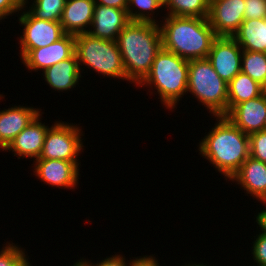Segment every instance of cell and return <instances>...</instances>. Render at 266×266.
<instances>
[{"mask_svg":"<svg viewBox=\"0 0 266 266\" xmlns=\"http://www.w3.org/2000/svg\"><path fill=\"white\" fill-rule=\"evenodd\" d=\"M75 53V35L64 34L54 43L30 50L22 59L21 63L29 73L43 72L46 68L70 58Z\"/></svg>","mask_w":266,"mask_h":266,"instance_id":"11","label":"cell"},{"mask_svg":"<svg viewBox=\"0 0 266 266\" xmlns=\"http://www.w3.org/2000/svg\"><path fill=\"white\" fill-rule=\"evenodd\" d=\"M250 156L266 163V130L249 135Z\"/></svg>","mask_w":266,"mask_h":266,"instance_id":"27","label":"cell"},{"mask_svg":"<svg viewBox=\"0 0 266 266\" xmlns=\"http://www.w3.org/2000/svg\"><path fill=\"white\" fill-rule=\"evenodd\" d=\"M5 98V95H3V93L2 94H0V100H3ZM1 102V101H0Z\"/></svg>","mask_w":266,"mask_h":266,"instance_id":"38","label":"cell"},{"mask_svg":"<svg viewBox=\"0 0 266 266\" xmlns=\"http://www.w3.org/2000/svg\"><path fill=\"white\" fill-rule=\"evenodd\" d=\"M259 203L263 204L262 206H264L265 208L263 207L262 210L260 209V212L258 211L256 213V215L254 214V216L256 218L255 222L257 225L258 233L266 234V203H264V202H259ZM258 227H260V228H258Z\"/></svg>","mask_w":266,"mask_h":266,"instance_id":"33","label":"cell"},{"mask_svg":"<svg viewBox=\"0 0 266 266\" xmlns=\"http://www.w3.org/2000/svg\"><path fill=\"white\" fill-rule=\"evenodd\" d=\"M122 253H116L115 255L104 257L102 260H97V262L93 260H87L84 259V257H80V260L86 265V266H129V264L134 260L136 257H132L129 260H127ZM93 261V262H91ZM99 261V262H98Z\"/></svg>","mask_w":266,"mask_h":266,"instance_id":"29","label":"cell"},{"mask_svg":"<svg viewBox=\"0 0 266 266\" xmlns=\"http://www.w3.org/2000/svg\"><path fill=\"white\" fill-rule=\"evenodd\" d=\"M129 22L127 10L95 4L93 21L88 33L96 38L116 41Z\"/></svg>","mask_w":266,"mask_h":266,"instance_id":"15","label":"cell"},{"mask_svg":"<svg viewBox=\"0 0 266 266\" xmlns=\"http://www.w3.org/2000/svg\"><path fill=\"white\" fill-rule=\"evenodd\" d=\"M207 59L189 60L187 94L212 116L227 114L228 89Z\"/></svg>","mask_w":266,"mask_h":266,"instance_id":"6","label":"cell"},{"mask_svg":"<svg viewBox=\"0 0 266 266\" xmlns=\"http://www.w3.org/2000/svg\"><path fill=\"white\" fill-rule=\"evenodd\" d=\"M3 109H0V151L2 152L42 112L41 108L20 104Z\"/></svg>","mask_w":266,"mask_h":266,"instance_id":"16","label":"cell"},{"mask_svg":"<svg viewBox=\"0 0 266 266\" xmlns=\"http://www.w3.org/2000/svg\"><path fill=\"white\" fill-rule=\"evenodd\" d=\"M17 20L22 31L17 37L19 44L20 60L32 49H38L48 46L65 33L62 29L60 21L40 20L33 17L27 9L22 7L17 15Z\"/></svg>","mask_w":266,"mask_h":266,"instance_id":"8","label":"cell"},{"mask_svg":"<svg viewBox=\"0 0 266 266\" xmlns=\"http://www.w3.org/2000/svg\"><path fill=\"white\" fill-rule=\"evenodd\" d=\"M244 19L266 18V0H244Z\"/></svg>","mask_w":266,"mask_h":266,"instance_id":"30","label":"cell"},{"mask_svg":"<svg viewBox=\"0 0 266 266\" xmlns=\"http://www.w3.org/2000/svg\"><path fill=\"white\" fill-rule=\"evenodd\" d=\"M164 15L207 18L209 0H163Z\"/></svg>","mask_w":266,"mask_h":266,"instance_id":"22","label":"cell"},{"mask_svg":"<svg viewBox=\"0 0 266 266\" xmlns=\"http://www.w3.org/2000/svg\"><path fill=\"white\" fill-rule=\"evenodd\" d=\"M157 255H143V256H137L130 264L129 266H161L159 264V259L156 257Z\"/></svg>","mask_w":266,"mask_h":266,"instance_id":"32","label":"cell"},{"mask_svg":"<svg viewBox=\"0 0 266 266\" xmlns=\"http://www.w3.org/2000/svg\"><path fill=\"white\" fill-rule=\"evenodd\" d=\"M84 134L80 124L56 119L46 132L38 159L80 161L79 156L86 150L82 138Z\"/></svg>","mask_w":266,"mask_h":266,"instance_id":"7","label":"cell"},{"mask_svg":"<svg viewBox=\"0 0 266 266\" xmlns=\"http://www.w3.org/2000/svg\"><path fill=\"white\" fill-rule=\"evenodd\" d=\"M43 80L52 90L60 92H68L76 88L83 78L79 63L74 53L70 58L60 61L51 67L46 68L42 73Z\"/></svg>","mask_w":266,"mask_h":266,"instance_id":"18","label":"cell"},{"mask_svg":"<svg viewBox=\"0 0 266 266\" xmlns=\"http://www.w3.org/2000/svg\"><path fill=\"white\" fill-rule=\"evenodd\" d=\"M159 27L162 48L187 60L207 58L218 37L207 18L163 15Z\"/></svg>","mask_w":266,"mask_h":266,"instance_id":"3","label":"cell"},{"mask_svg":"<svg viewBox=\"0 0 266 266\" xmlns=\"http://www.w3.org/2000/svg\"><path fill=\"white\" fill-rule=\"evenodd\" d=\"M44 112H41L30 124L25 127L4 150L6 153L12 152L17 159L27 158L35 161L39 158L44 144L46 132L50 128L49 124L43 120Z\"/></svg>","mask_w":266,"mask_h":266,"instance_id":"13","label":"cell"},{"mask_svg":"<svg viewBox=\"0 0 266 266\" xmlns=\"http://www.w3.org/2000/svg\"><path fill=\"white\" fill-rule=\"evenodd\" d=\"M80 161H65L56 159H36L31 167L33 175L40 182L58 189L77 188L80 180Z\"/></svg>","mask_w":266,"mask_h":266,"instance_id":"9","label":"cell"},{"mask_svg":"<svg viewBox=\"0 0 266 266\" xmlns=\"http://www.w3.org/2000/svg\"><path fill=\"white\" fill-rule=\"evenodd\" d=\"M127 83L137 86L149 73L157 53L162 49L159 24L130 21L116 39Z\"/></svg>","mask_w":266,"mask_h":266,"instance_id":"2","label":"cell"},{"mask_svg":"<svg viewBox=\"0 0 266 266\" xmlns=\"http://www.w3.org/2000/svg\"><path fill=\"white\" fill-rule=\"evenodd\" d=\"M242 48L233 37L218 36L212 44L207 59L215 72L229 83L241 72Z\"/></svg>","mask_w":266,"mask_h":266,"instance_id":"10","label":"cell"},{"mask_svg":"<svg viewBox=\"0 0 266 266\" xmlns=\"http://www.w3.org/2000/svg\"><path fill=\"white\" fill-rule=\"evenodd\" d=\"M225 116L245 134L265 130L266 95L237 104Z\"/></svg>","mask_w":266,"mask_h":266,"instance_id":"14","label":"cell"},{"mask_svg":"<svg viewBox=\"0 0 266 266\" xmlns=\"http://www.w3.org/2000/svg\"><path fill=\"white\" fill-rule=\"evenodd\" d=\"M95 4L127 10L128 0H94Z\"/></svg>","mask_w":266,"mask_h":266,"instance_id":"34","label":"cell"},{"mask_svg":"<svg viewBox=\"0 0 266 266\" xmlns=\"http://www.w3.org/2000/svg\"><path fill=\"white\" fill-rule=\"evenodd\" d=\"M160 9L161 12L164 9L163 0H128L127 14L130 21L159 24L161 20L156 16H159Z\"/></svg>","mask_w":266,"mask_h":266,"instance_id":"23","label":"cell"},{"mask_svg":"<svg viewBox=\"0 0 266 266\" xmlns=\"http://www.w3.org/2000/svg\"><path fill=\"white\" fill-rule=\"evenodd\" d=\"M262 92L266 95V79H265V81L262 83Z\"/></svg>","mask_w":266,"mask_h":266,"instance_id":"37","label":"cell"},{"mask_svg":"<svg viewBox=\"0 0 266 266\" xmlns=\"http://www.w3.org/2000/svg\"><path fill=\"white\" fill-rule=\"evenodd\" d=\"M229 181L255 201L266 200V163L249 156Z\"/></svg>","mask_w":266,"mask_h":266,"instance_id":"17","label":"cell"},{"mask_svg":"<svg viewBox=\"0 0 266 266\" xmlns=\"http://www.w3.org/2000/svg\"><path fill=\"white\" fill-rule=\"evenodd\" d=\"M67 0H23V7L35 18L60 21ZM29 6V7H28Z\"/></svg>","mask_w":266,"mask_h":266,"instance_id":"24","label":"cell"},{"mask_svg":"<svg viewBox=\"0 0 266 266\" xmlns=\"http://www.w3.org/2000/svg\"><path fill=\"white\" fill-rule=\"evenodd\" d=\"M232 37L242 50L266 53V18L244 19Z\"/></svg>","mask_w":266,"mask_h":266,"instance_id":"20","label":"cell"},{"mask_svg":"<svg viewBox=\"0 0 266 266\" xmlns=\"http://www.w3.org/2000/svg\"><path fill=\"white\" fill-rule=\"evenodd\" d=\"M244 0H209L208 21L217 36L232 37L244 20Z\"/></svg>","mask_w":266,"mask_h":266,"instance_id":"12","label":"cell"},{"mask_svg":"<svg viewBox=\"0 0 266 266\" xmlns=\"http://www.w3.org/2000/svg\"><path fill=\"white\" fill-rule=\"evenodd\" d=\"M227 89V113L237 104L263 94L262 85L242 71L227 84Z\"/></svg>","mask_w":266,"mask_h":266,"instance_id":"21","label":"cell"},{"mask_svg":"<svg viewBox=\"0 0 266 266\" xmlns=\"http://www.w3.org/2000/svg\"><path fill=\"white\" fill-rule=\"evenodd\" d=\"M17 244L7 241L0 247V266H33L26 249Z\"/></svg>","mask_w":266,"mask_h":266,"instance_id":"26","label":"cell"},{"mask_svg":"<svg viewBox=\"0 0 266 266\" xmlns=\"http://www.w3.org/2000/svg\"><path fill=\"white\" fill-rule=\"evenodd\" d=\"M212 118L216 119L215 124L199 140L197 150L227 182L250 156L249 135L237 128L226 116Z\"/></svg>","mask_w":266,"mask_h":266,"instance_id":"1","label":"cell"},{"mask_svg":"<svg viewBox=\"0 0 266 266\" xmlns=\"http://www.w3.org/2000/svg\"><path fill=\"white\" fill-rule=\"evenodd\" d=\"M253 238L254 241L251 242L252 247H250L251 256L254 260L252 264L253 266H266V234L259 233Z\"/></svg>","mask_w":266,"mask_h":266,"instance_id":"28","label":"cell"},{"mask_svg":"<svg viewBox=\"0 0 266 266\" xmlns=\"http://www.w3.org/2000/svg\"><path fill=\"white\" fill-rule=\"evenodd\" d=\"M23 7V0H0V22L15 14L18 15ZM17 13V14H16Z\"/></svg>","mask_w":266,"mask_h":266,"instance_id":"31","label":"cell"},{"mask_svg":"<svg viewBox=\"0 0 266 266\" xmlns=\"http://www.w3.org/2000/svg\"><path fill=\"white\" fill-rule=\"evenodd\" d=\"M70 266H86V265L81 260L78 259Z\"/></svg>","mask_w":266,"mask_h":266,"instance_id":"36","label":"cell"},{"mask_svg":"<svg viewBox=\"0 0 266 266\" xmlns=\"http://www.w3.org/2000/svg\"><path fill=\"white\" fill-rule=\"evenodd\" d=\"M188 69L189 60L162 48L157 53L149 73L137 87L149 88V95L159 96L162 107L173 112L183 96L187 95Z\"/></svg>","mask_w":266,"mask_h":266,"instance_id":"4","label":"cell"},{"mask_svg":"<svg viewBox=\"0 0 266 266\" xmlns=\"http://www.w3.org/2000/svg\"><path fill=\"white\" fill-rule=\"evenodd\" d=\"M187 262L188 263L185 262L184 265H181V266H212L211 264L209 265V264H206V263H203V262H201V263L200 262L196 263L194 261L192 262V260L190 261L191 263L189 261H187ZM213 266H215V265H213Z\"/></svg>","mask_w":266,"mask_h":266,"instance_id":"35","label":"cell"},{"mask_svg":"<svg viewBox=\"0 0 266 266\" xmlns=\"http://www.w3.org/2000/svg\"><path fill=\"white\" fill-rule=\"evenodd\" d=\"M94 6V0H67L60 19L64 33H88L93 21Z\"/></svg>","mask_w":266,"mask_h":266,"instance_id":"19","label":"cell"},{"mask_svg":"<svg viewBox=\"0 0 266 266\" xmlns=\"http://www.w3.org/2000/svg\"><path fill=\"white\" fill-rule=\"evenodd\" d=\"M241 71L262 85L266 79V53L243 50Z\"/></svg>","mask_w":266,"mask_h":266,"instance_id":"25","label":"cell"},{"mask_svg":"<svg viewBox=\"0 0 266 266\" xmlns=\"http://www.w3.org/2000/svg\"><path fill=\"white\" fill-rule=\"evenodd\" d=\"M75 54L82 74L84 69L88 68L89 72L92 70L96 75H102L110 80L127 81L116 41L96 38L89 33L77 34L75 35Z\"/></svg>","mask_w":266,"mask_h":266,"instance_id":"5","label":"cell"}]
</instances>
